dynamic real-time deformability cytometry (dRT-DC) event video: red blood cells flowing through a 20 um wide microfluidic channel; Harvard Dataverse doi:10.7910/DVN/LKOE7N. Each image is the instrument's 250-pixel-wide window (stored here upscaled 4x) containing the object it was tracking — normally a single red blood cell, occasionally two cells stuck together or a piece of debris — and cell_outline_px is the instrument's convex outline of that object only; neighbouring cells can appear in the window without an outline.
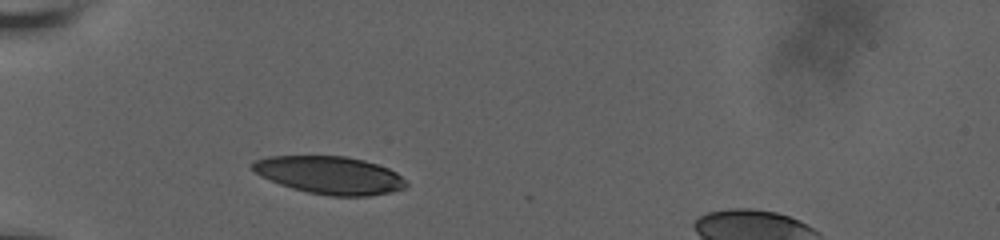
{"species": "human", "species_latin": "Homo sapiens", "temperature_condition": "room temperature", "stored_images_in_passage": 1, "camera_frame_rate_fps": 3000, "um_per_image_px": 0.085, "donor": {"sex": "male"}, "frame": {"image": 1, "passage_image": 1, "time_ms": 0.0, "image_size_px": [1000, 240], "cell_outline_px": [[408, 184], [404, 188], [392, 192], [368, 196], [332, 196], [308, 192], [292, 188], [280, 184], [260, 176], [252, 168], [252, 164], [256, 160], [268, 156], [344, 156], [364, 160], [388, 168], [396, 172], [408, 180]], "centroid_in_image_um": [28.07, 14.89], "position_along_channel_um": 56.9, "area_um2": 33.76}}